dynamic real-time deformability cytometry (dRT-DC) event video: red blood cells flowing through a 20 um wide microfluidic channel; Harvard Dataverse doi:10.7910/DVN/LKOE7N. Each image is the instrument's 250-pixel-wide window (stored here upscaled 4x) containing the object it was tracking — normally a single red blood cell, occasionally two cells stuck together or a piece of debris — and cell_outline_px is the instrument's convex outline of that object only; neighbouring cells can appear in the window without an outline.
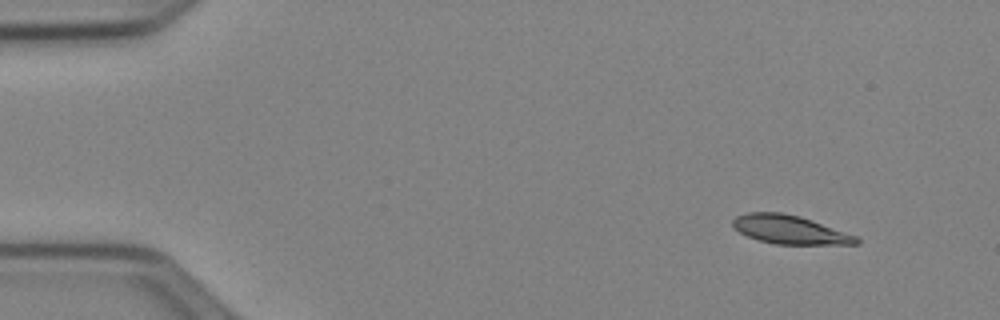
{"species": "Egyptian fruit bat (a non-hibernating species)", "species_latin": "Rousettus aegyptiacus", "temperature_condition": "cold", "stored_images_in_passage": 48, "camera_frame_rate_fps": 3000, "um_per_image_px": 0.085, "animal": {"sex": "female"}, "frame": {"image": 1, "passage_image": 1, "time_ms": 0.0, "image_size_px": [1000, 320], "cell_outline_px": [[860, 244], [776, 244], [760, 240], [748, 236], [740, 232], [732, 224], [732, 220], [736, 216], [748, 212], [780, 212], [800, 216], [812, 220], [856, 236], [860, 240]], "centroid_in_image_um": [67.13, 19.51], "position_along_channel_um": 17.9, "area_um2": 20.35}}
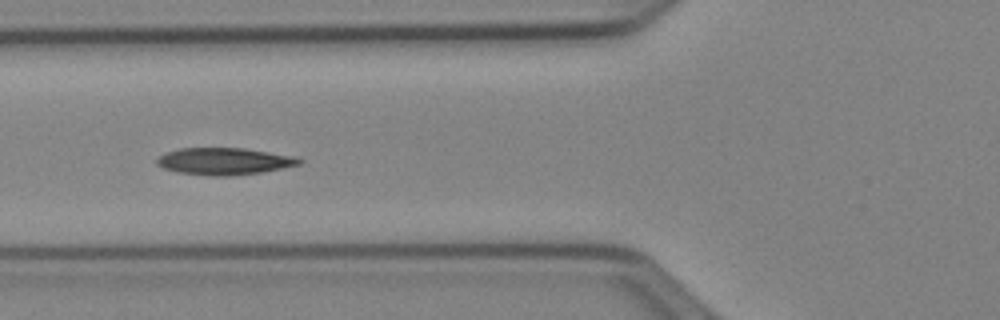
{"frame": {"image": 2, "passage_image": 16, "time_ms": 5.0, "image_size_px": [1000, 320], "cell_outline_px": [[304, 160], [300, 164], [260, 172], [232, 176], [208, 176], [176, 172], [164, 168], [156, 164], [156, 160], [164, 152], [180, 148], [244, 148], [292, 156]], "centroid_in_image_um": [19.0, 13.71], "position_along_channel_um": 106.8, "area_um2": 22.31}}
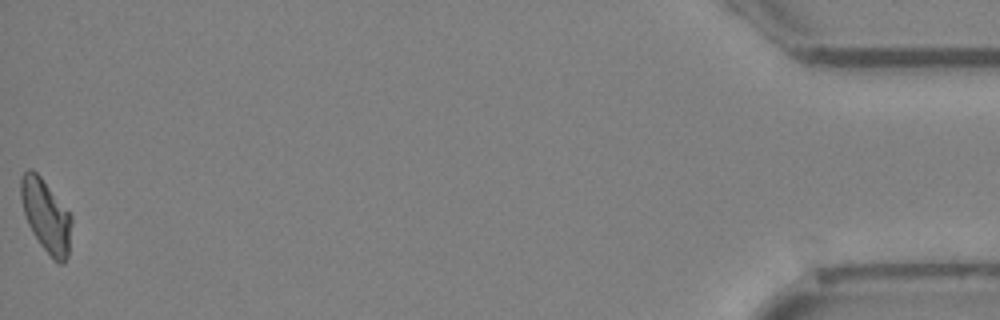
{"frame": {"image": 3, "passage_image": 48, "time_ms": 15.667, "image_size_px": [1000, 320], "cell_outline_px": [[72, 224], [68, 256], [64, 264], [60, 264], [52, 260], [40, 244], [32, 232], [28, 224], [24, 212], [20, 196], [20, 180], [24, 172], [28, 168], [32, 168], [40, 176], [72, 216]], "centroid_in_image_um": [3.91, 18.37], "position_along_channel_um": 431.3, "area_um2": 21.5}, "authors_computed_cell_mechanics": {"area_um2": 21.5016, "velocity_mm_per_s": 3.9353, "shape_relaxation_time_tau1_ms": 6.3727, "shape_relaxation_time_tau2_ms": 8.2889, "deformation_change_tau1": 0.1495, "deformation_change_tau2": 0.1502}}